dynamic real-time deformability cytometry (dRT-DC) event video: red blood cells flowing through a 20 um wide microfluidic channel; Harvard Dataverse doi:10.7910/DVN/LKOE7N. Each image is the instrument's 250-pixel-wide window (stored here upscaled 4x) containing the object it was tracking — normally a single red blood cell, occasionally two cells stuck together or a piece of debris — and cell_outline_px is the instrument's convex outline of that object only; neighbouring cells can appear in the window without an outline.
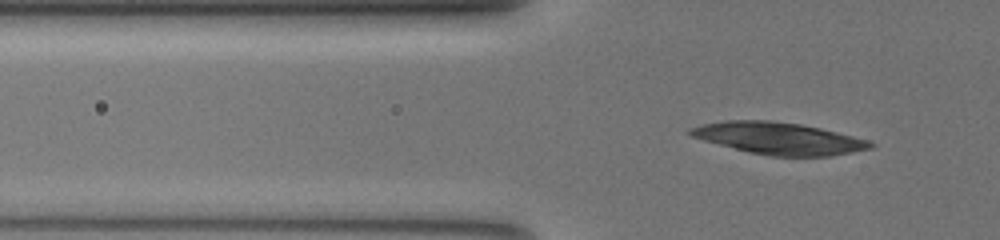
{"species": "common noctule bat (a hibernating species)", "species_latin": "Nyctalus noctula", "temperature_condition": "warm", "stored_images_in_passage": 45, "camera_frame_rate_fps": 3000, "um_per_image_px": 0.085, "animal": {"sex": "female", "body_mass_g": 19.5, "forearm_length_mm": 54.1}, "frame": {"image": 1, "passage_image": 9, "time_ms": 2.667, "image_size_px": [1000, 240], "cell_outline_px": [[876, 144], [872, 148], [832, 156], [772, 156], [748, 152], [704, 140], [692, 136], [688, 132], [688, 128], [700, 124], [728, 120], [768, 120], [800, 124], [820, 128], [868, 140]], "centroid_in_image_um": [66.19, 11.76], "position_along_channel_um": 59.6, "area_um2": 33.35}}